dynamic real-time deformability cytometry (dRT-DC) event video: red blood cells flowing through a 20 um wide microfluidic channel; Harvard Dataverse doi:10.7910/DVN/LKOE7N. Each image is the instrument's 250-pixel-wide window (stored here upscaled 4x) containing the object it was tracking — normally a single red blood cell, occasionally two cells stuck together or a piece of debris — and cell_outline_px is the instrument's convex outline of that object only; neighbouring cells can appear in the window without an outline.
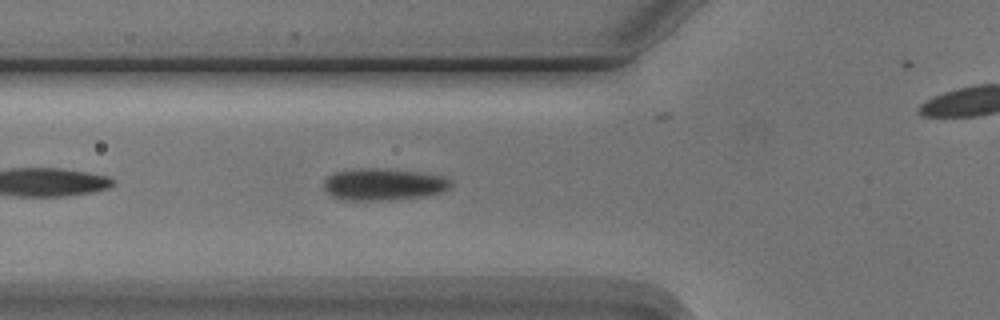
{"species": "Egyptian fruit bat (a non-hibernating species)", "species_latin": "Rousettus aegyptiacus", "temperature_condition": "cold", "stored_images_in_passage": 5, "segment_of_instrument_passage": [1, 2], "camera_frame_rate_fps": 3000, "um_per_image_px": 0.085, "animal": {"sex": "male"}, "frame": {"image": 1, "passage_image": 4, "time_ms": 4.333, "image_size_px": [1000, 320], "cell_outline_px": [[452, 184], [444, 192], [428, 196], [396, 200], [336, 200], [324, 188], [324, 180], [328, 176], [336, 172], [360, 168], [380, 168], [420, 172], [444, 176], [452, 180]], "centroid_in_image_um": [32.63, 15.68], "position_along_channel_um": 93.2, "area_um2": 24.04}}